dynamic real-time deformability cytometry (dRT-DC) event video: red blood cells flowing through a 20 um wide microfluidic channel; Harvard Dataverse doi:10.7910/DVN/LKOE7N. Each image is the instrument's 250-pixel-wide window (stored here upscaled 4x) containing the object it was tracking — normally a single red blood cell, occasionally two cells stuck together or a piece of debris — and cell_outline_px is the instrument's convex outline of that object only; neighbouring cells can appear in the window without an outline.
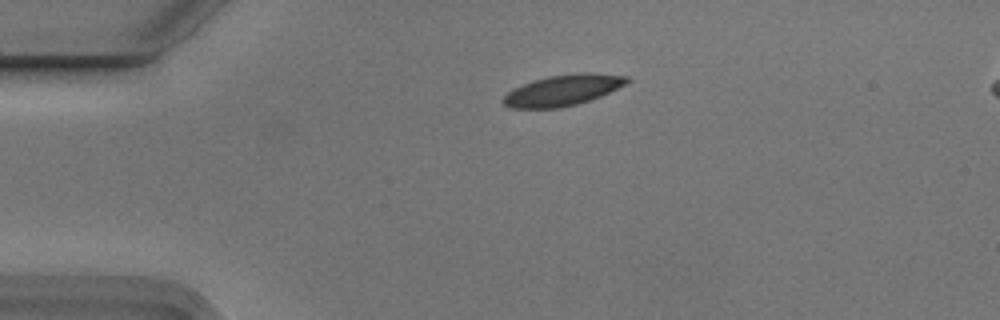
{"species": "Egyptian fruit bat (a non-hibernating species)", "species_latin": "Rousettus aegyptiacus", "temperature_condition": "cold", "stored_images_in_passage": 3, "segment_of_instrument_passage": [1, 2], "camera_frame_rate_fps": 3000, "um_per_image_px": 0.085, "animal": {"sex": "male"}, "frame": {"image": 1, "passage_image": 1, "time_ms": 0.0, "image_size_px": [1000, 320], "cell_outline_px": [[632, 80], [600, 96], [576, 104], [560, 108], [512, 108], [504, 104], [500, 100], [512, 88], [532, 80], [548, 76], [580, 72], [592, 72], [628, 76]], "centroid_in_image_um": [47.81, 7.65], "position_along_channel_um": 37.2, "area_um2": 22.31}}